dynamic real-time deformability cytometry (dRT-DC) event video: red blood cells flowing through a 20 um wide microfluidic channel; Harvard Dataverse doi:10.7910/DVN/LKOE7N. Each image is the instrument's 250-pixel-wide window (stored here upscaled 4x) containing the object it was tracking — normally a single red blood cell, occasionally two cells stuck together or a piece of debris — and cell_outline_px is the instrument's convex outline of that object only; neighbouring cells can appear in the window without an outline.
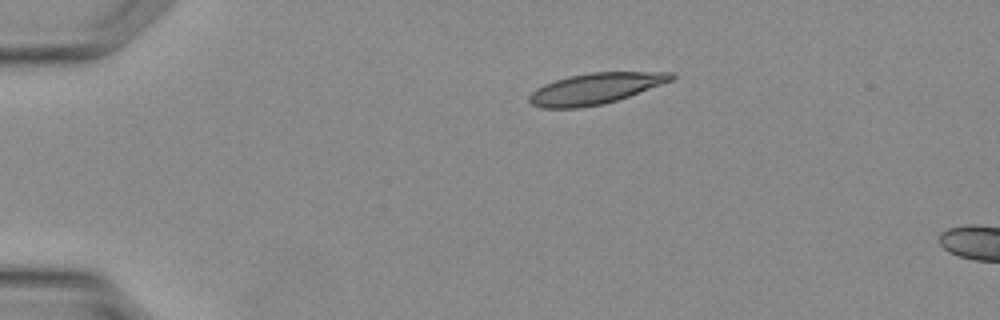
{"species": "Egyptian fruit bat (a non-hibernating species)", "species_latin": "Rousettus aegyptiacus", "temperature_condition": "warm", "stored_images_in_passage": 5, "camera_frame_rate_fps": 3000, "um_per_image_px": 0.085, "animal": {"sex": "female"}, "frame": {"image": 1, "passage_image": 1, "time_ms": 0.0, "image_size_px": [1000, 320], "cell_outline_px": [[676, 76], [672, 80], [628, 96], [604, 104], [580, 108], [544, 108], [532, 104], [528, 100], [528, 96], [536, 88], [544, 84], [568, 76], [592, 72], [676, 72]], "centroid_in_image_um": [50.59, 7.52], "position_along_channel_um": 34.4, "area_um2": 25.49}}